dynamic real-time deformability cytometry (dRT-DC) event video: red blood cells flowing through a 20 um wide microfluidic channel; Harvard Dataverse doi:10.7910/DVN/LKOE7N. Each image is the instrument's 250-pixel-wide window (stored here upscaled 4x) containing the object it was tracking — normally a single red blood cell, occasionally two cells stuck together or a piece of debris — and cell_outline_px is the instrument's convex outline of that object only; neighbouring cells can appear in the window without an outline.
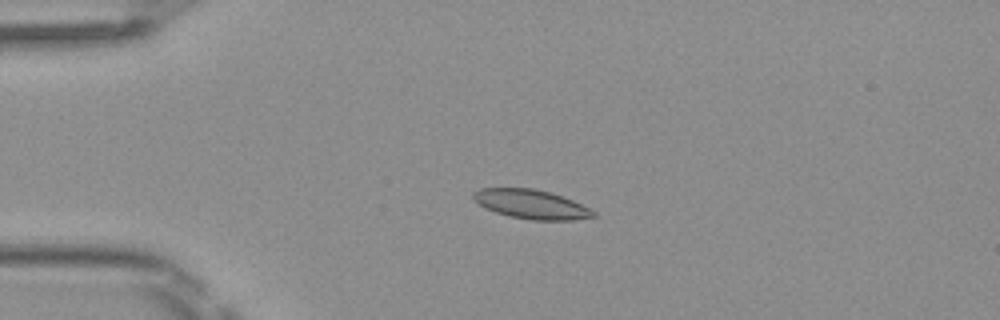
{"species": "Egyptian fruit bat (a non-hibernating species)", "species_latin": "Rousettus aegyptiacus", "temperature_condition": "room temperature", "stored_images_in_passage": 50, "camera_frame_rate_fps": 3000, "um_per_image_px": 0.085, "frame": {"image": 1, "passage_image": 12, "time_ms": 3.667, "image_size_px": [1000, 320], "cell_outline_px": [[596, 216], [572, 220], [532, 220], [508, 216], [484, 208], [472, 200], [472, 192], [480, 188], [532, 188], [548, 192], [572, 200], [596, 212]], "centroid_in_image_um": [45.09, 17.36], "position_along_channel_um": 39.9, "area_um2": 20.35}}
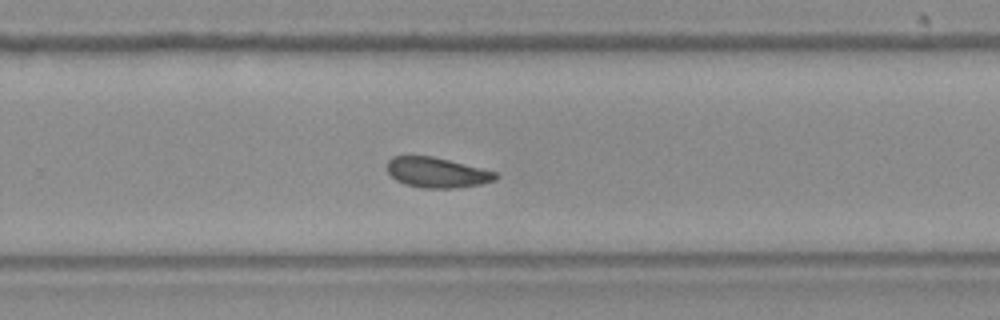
{"frame": {"image": 2, "passage_image": 33, "time_ms": 10.667, "image_size_px": [1000, 320], "cell_outline_px": [[500, 176], [496, 180], [480, 184], [456, 188], [424, 188], [404, 184], [396, 180], [388, 172], [388, 160], [392, 156], [432, 156], [496, 172]], "centroid_in_image_um": [37.14, 14.67], "position_along_channel_um": 292.7, "area_um2": 18.96}}
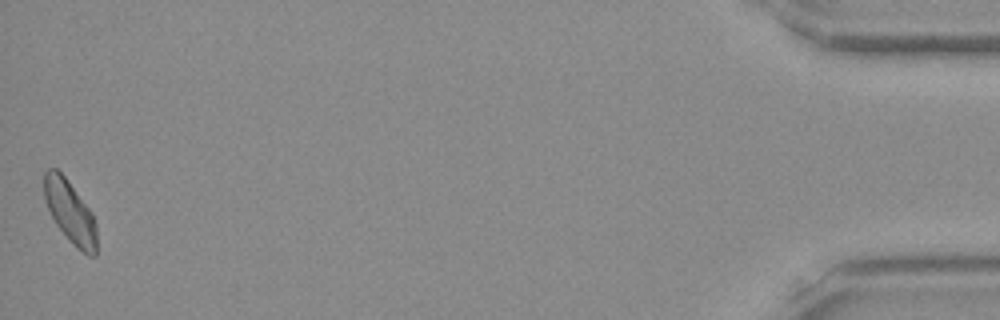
{"frame": {"image": 3, "passage_image": 50, "time_ms": 16.333, "image_size_px": [1000, 320], "cell_outline_px": [[96, 256], [88, 256], [76, 248], [68, 240], [56, 224], [44, 200], [44, 172], [48, 168], [56, 168], [64, 176], [92, 212], [96, 224]], "centroid_in_image_um": [5.96, 18.04], "position_along_channel_um": 429.2, "area_um2": 19.13}, "authors_computed_cell_mechanics": {"area_um2": 19.9121, "velocity_mm_per_s": 4.051, "shape_relaxation_time_tau1_ms": 6.3334, "shape_relaxation_time_tau2_ms": 3.4357, "deformation_change_tau1": 0.1014, "deformation_change_tau2": 0.0849}}